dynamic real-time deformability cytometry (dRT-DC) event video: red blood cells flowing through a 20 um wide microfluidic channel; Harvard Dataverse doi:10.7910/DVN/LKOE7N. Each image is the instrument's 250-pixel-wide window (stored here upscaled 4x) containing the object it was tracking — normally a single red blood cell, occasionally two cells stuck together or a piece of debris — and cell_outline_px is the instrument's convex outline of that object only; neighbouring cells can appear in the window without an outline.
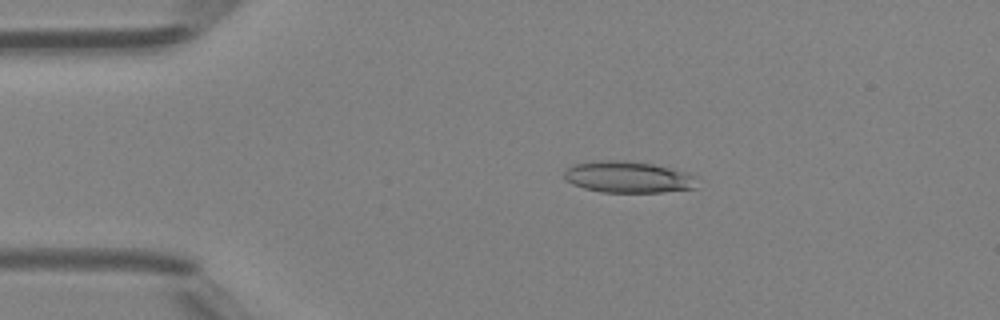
{"species": "Egyptian fruit bat (a non-hibernating species)", "species_latin": "Rousettus aegyptiacus", "temperature_condition": "room temperature", "stored_images_in_passage": 47, "camera_frame_rate_fps": 3000, "um_per_image_px": 0.085, "animal": {"sex": "female"}, "frame": {"image": 1, "passage_image": 9, "time_ms": 2.667, "image_size_px": [1000, 320], "cell_outline_px": [[700, 176], [696, 188], [660, 192], [600, 192], [584, 188], [572, 184], [564, 180], [564, 172], [572, 164], [592, 160], [612, 160], [652, 164], [688, 172]], "centroid_in_image_um": [53.41, 15.05], "position_along_channel_um": 31.6, "area_um2": 24.68}}
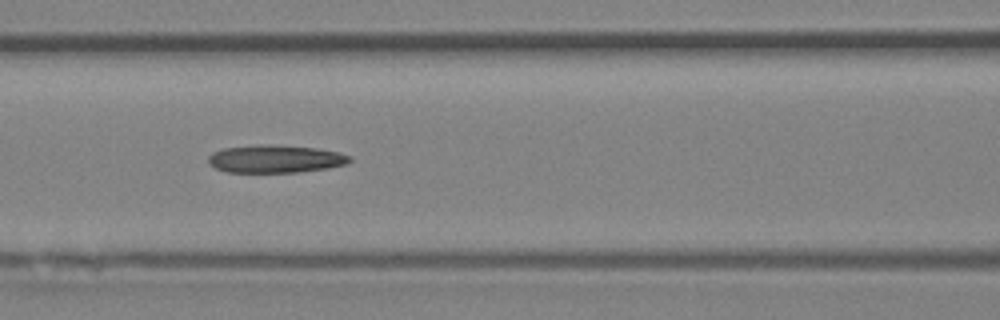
{"frame": {"image": 2, "passage_image": 20, "time_ms": 6.333, "image_size_px": [1000, 320], "cell_outline_px": [[352, 160], [344, 164], [328, 168], [300, 172], [228, 172], [216, 168], [208, 164], [208, 156], [212, 152], [224, 148], [256, 144], [272, 144], [316, 148], [340, 152], [352, 156]], "centroid_in_image_um": [23.4, 13.49], "position_along_channel_um": 143.2, "area_um2": 23.12}}
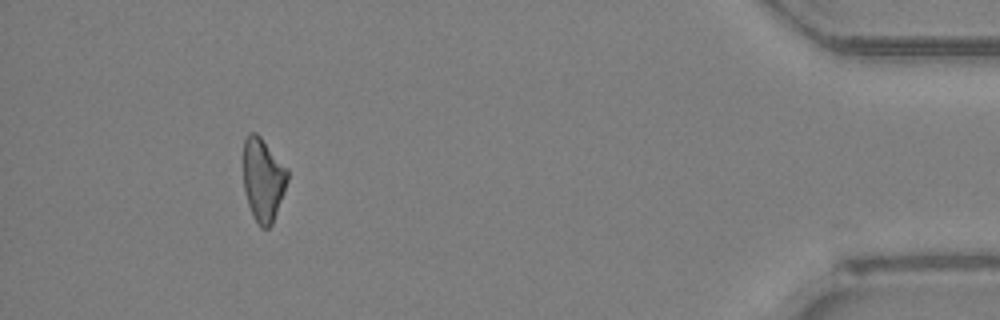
{"frame": {"image": 3, "passage_image": 43, "time_ms": 14.0, "image_size_px": [1000, 320], "cell_outline_px": [[288, 180], [284, 192], [272, 224], [268, 228], [260, 228], [252, 216], [244, 192], [244, 140], [248, 132], [256, 132], [260, 136], [288, 168]], "centroid_in_image_um": [22.36, 15.27], "position_along_channel_um": 412.8, "area_um2": 21.56}}